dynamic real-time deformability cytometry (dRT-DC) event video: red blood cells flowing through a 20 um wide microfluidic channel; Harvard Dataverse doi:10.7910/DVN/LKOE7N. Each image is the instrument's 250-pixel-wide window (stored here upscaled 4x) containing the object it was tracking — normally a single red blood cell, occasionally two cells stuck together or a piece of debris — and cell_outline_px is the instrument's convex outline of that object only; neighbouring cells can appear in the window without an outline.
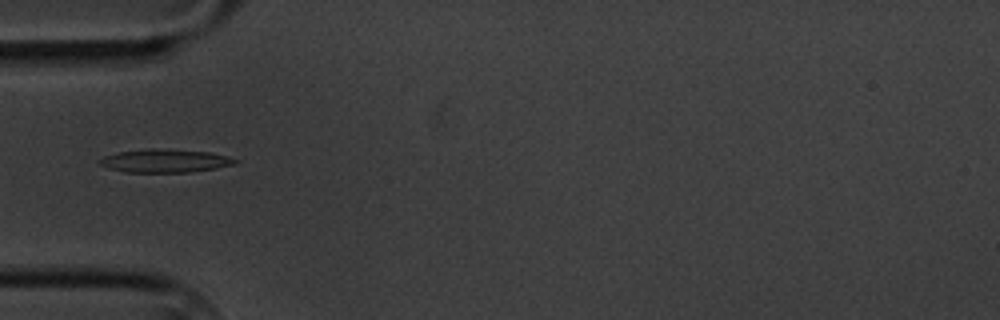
{"species": "common noctule bat (a hibernating species)", "species_latin": "Nyctalus noctula", "temperature_condition": "cold", "stored_images_in_passage": 6, "camera_frame_rate_fps": 3000, "um_per_image_px": 0.085, "animal": {"sex": "male", "body_mass_g": 20.1, "forearm_length_mm": 53.5}, "frame": {"image": 1, "passage_image": 4, "time_ms": 3.667, "image_size_px": [1000, 320], "cell_outline_px": [[240, 160], [236, 164], [216, 168], [188, 172], [124, 172], [108, 168], [100, 164], [100, 160], [104, 156], [120, 152], [144, 148], [152, 148], [208, 152], [228, 156]], "centroid_in_image_um": [14.05, 13.67], "position_along_channel_um": 71.0, "area_um2": 18.26}}
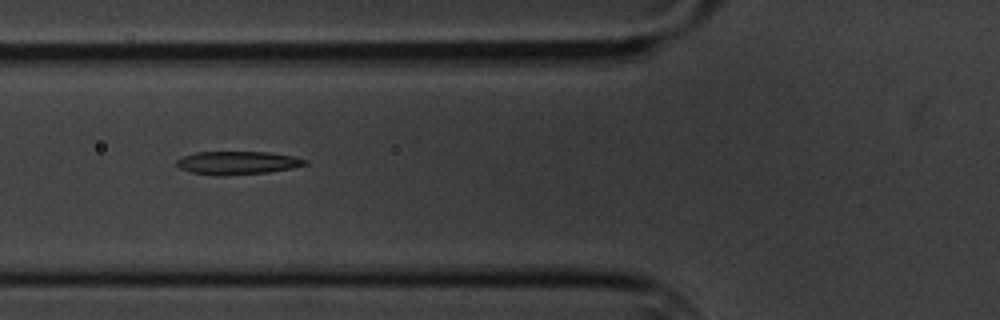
{"frame": {"image": 2, "passage_image": 5, "time_ms": 4.667, "image_size_px": [1000, 320], "cell_outline_px": [[308, 164], [292, 168], [264, 172], [224, 176], [216, 176], [192, 172], [180, 168], [176, 164], [176, 160], [184, 156], [196, 152], [268, 152], [292, 156], [308, 160]], "centroid_in_image_um": [20.17, 13.84], "position_along_channel_um": 105.6, "area_um2": 17.22}}
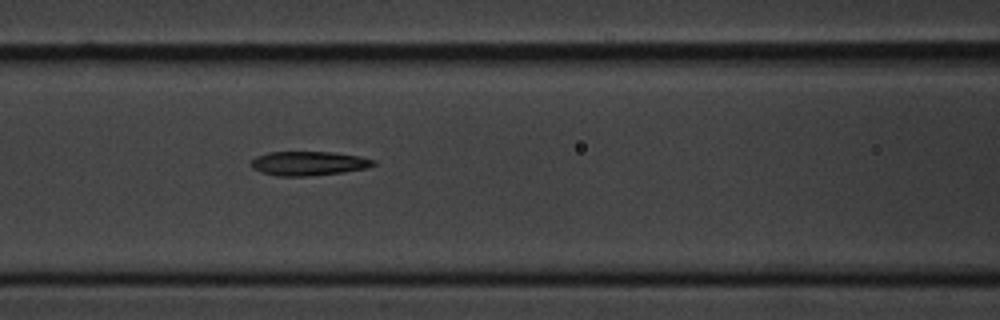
{"frame": {"image": 3, "passage_image": 6, "time_ms": 5.667, "image_size_px": [1000, 320], "cell_outline_px": [[376, 164], [368, 168], [344, 172], [304, 176], [276, 176], [260, 172], [252, 168], [252, 160], [256, 156], [268, 152], [332, 152], [360, 156], [376, 160]], "centroid_in_image_um": [26.25, 13.89], "position_along_channel_um": 140.4, "area_um2": 17.28}}